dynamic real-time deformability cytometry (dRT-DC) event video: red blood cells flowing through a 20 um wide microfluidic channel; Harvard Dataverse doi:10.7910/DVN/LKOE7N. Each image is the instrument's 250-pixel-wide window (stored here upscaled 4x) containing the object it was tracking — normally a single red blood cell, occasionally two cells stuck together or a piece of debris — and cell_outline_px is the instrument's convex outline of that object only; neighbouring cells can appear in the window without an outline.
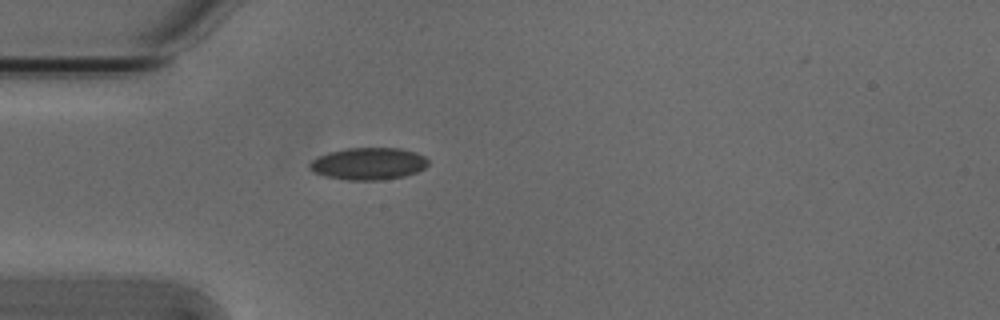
{"species": "Egyptian fruit bat (a non-hibernating species)", "species_latin": "Rousettus aegyptiacus", "temperature_condition": "cold", "stored_images_in_passage": 6, "camera_frame_rate_fps": 3000, "um_per_image_px": 0.085, "animal": {"sex": "male"}, "frame": {"image": 1, "passage_image": 1, "time_ms": 0.0, "image_size_px": [1000, 320], "cell_outline_px": [[428, 164], [424, 168], [416, 172], [404, 176], [384, 180], [348, 180], [324, 176], [308, 168], [308, 164], [316, 156], [328, 152], [344, 148], [400, 148], [416, 152], [424, 156], [428, 160]], "centroid_in_image_um": [31.3, 13.91], "position_along_channel_um": 53.7, "area_um2": 22.37}}